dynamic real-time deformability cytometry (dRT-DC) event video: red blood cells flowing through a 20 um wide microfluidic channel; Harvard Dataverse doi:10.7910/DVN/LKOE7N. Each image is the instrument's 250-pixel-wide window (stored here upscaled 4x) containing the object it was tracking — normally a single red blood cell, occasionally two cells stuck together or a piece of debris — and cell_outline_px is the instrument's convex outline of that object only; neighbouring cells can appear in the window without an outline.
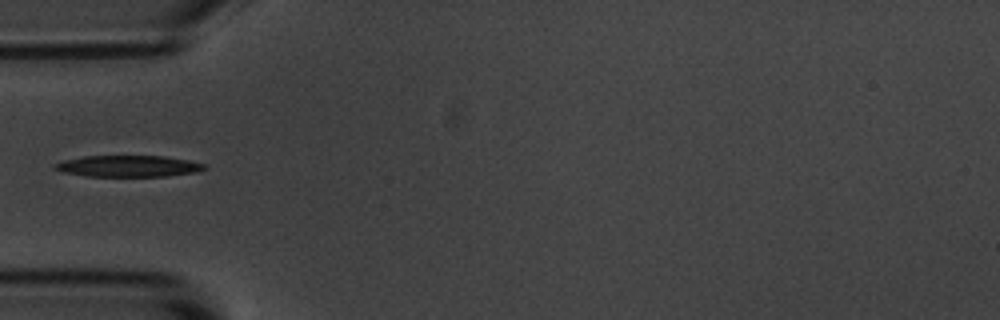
{"species": "common noctule bat (a hibernating species)", "species_latin": "Nyctalus noctula", "temperature_condition": "room temperature", "stored_images_in_passage": 38, "camera_frame_rate_fps": 3000, "um_per_image_px": 0.085, "animal": {"sex": "male", "body_mass_g": 20.1, "forearm_length_mm": 53.5}, "frame": {"image": 1, "passage_image": 1, "time_ms": 0.0, "image_size_px": [1000, 320], "cell_outline_px": [[208, 168], [196, 172], [168, 176], [88, 176], [64, 172], [52, 168], [52, 164], [64, 160], [84, 156], [164, 156], [188, 160], [204, 164]], "centroid_in_image_um": [10.9, 14.12], "position_along_channel_um": 74.1, "area_um2": 18.61}}
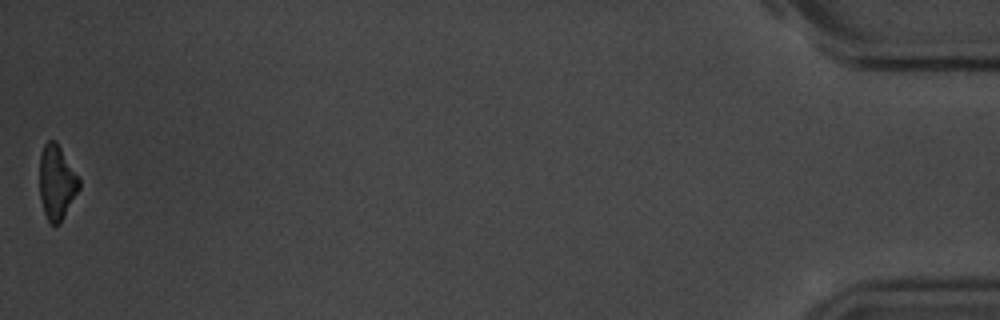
{"frame": {"image": 2, "passage_image": 38, "time_ms": 12.333, "image_size_px": [1000, 320], "cell_outline_px": [[80, 188], [60, 224], [48, 224], [40, 200], [40, 156], [44, 144], [48, 140], [56, 140], [80, 180]], "centroid_in_image_um": [4.81, 15.52], "position_along_channel_um": 430.4, "area_um2": 17.17}}